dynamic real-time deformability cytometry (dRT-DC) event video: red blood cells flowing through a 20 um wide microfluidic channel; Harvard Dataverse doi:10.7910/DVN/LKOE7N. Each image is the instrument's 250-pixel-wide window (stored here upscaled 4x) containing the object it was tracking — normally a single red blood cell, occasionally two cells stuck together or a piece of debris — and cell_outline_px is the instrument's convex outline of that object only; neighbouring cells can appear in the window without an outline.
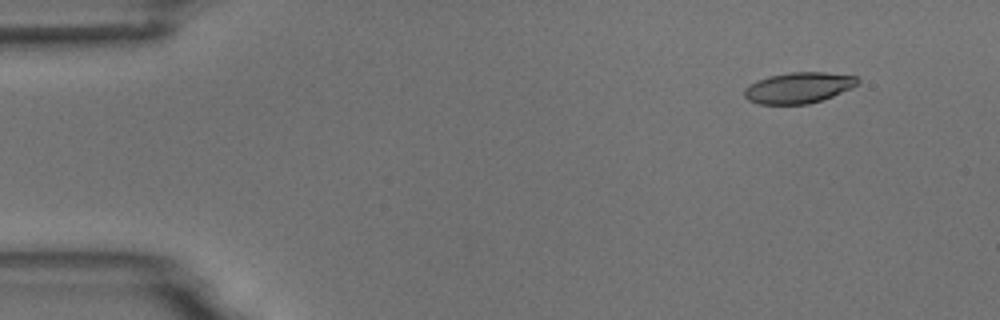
{"species": "common noctule bat (a hibernating species)", "species_latin": "Nyctalus noctula", "temperature_condition": "room temperature", "stored_images_in_passage": 5, "camera_frame_rate_fps": 3000, "um_per_image_px": 0.085, "animal": {"sex": "male", "body_mass_g": 18.8}, "frame": {"image": 1, "passage_image": 2, "time_ms": 1.333, "image_size_px": [1000, 320], "cell_outline_px": [[860, 80], [852, 88], [832, 96], [808, 104], [760, 104], [748, 100], [744, 96], [744, 88], [748, 84], [756, 80], [768, 76], [792, 72], [824, 72], [856, 76]], "centroid_in_image_um": [67.84, 7.45], "position_along_channel_um": 17.2, "area_um2": 20.4}}
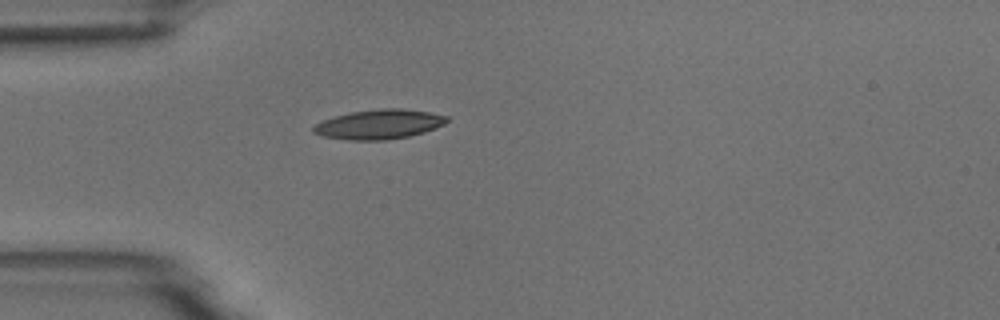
{"frame": {"image": 2, "passage_image": 5, "time_ms": 4.667, "image_size_px": [1000, 320], "cell_outline_px": [[448, 120], [444, 124], [436, 128], [424, 132], [408, 136], [388, 140], [348, 140], [320, 136], [312, 132], [312, 128], [316, 124], [324, 120], [336, 116], [352, 112], [380, 108], [400, 108], [428, 112], [448, 116]], "centroid_in_image_um": [32.22, 10.57], "position_along_channel_um": 52.8, "area_um2": 22.95}}